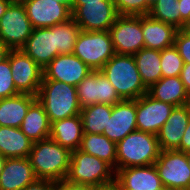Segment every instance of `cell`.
<instances>
[{
    "label": "cell",
    "instance_id": "24",
    "mask_svg": "<svg viewBox=\"0 0 190 190\" xmlns=\"http://www.w3.org/2000/svg\"><path fill=\"white\" fill-rule=\"evenodd\" d=\"M37 99L30 94H18L0 99V126L20 128L29 106Z\"/></svg>",
    "mask_w": 190,
    "mask_h": 190
},
{
    "label": "cell",
    "instance_id": "13",
    "mask_svg": "<svg viewBox=\"0 0 190 190\" xmlns=\"http://www.w3.org/2000/svg\"><path fill=\"white\" fill-rule=\"evenodd\" d=\"M175 106L158 101L148 93L136 99L137 130L157 135Z\"/></svg>",
    "mask_w": 190,
    "mask_h": 190
},
{
    "label": "cell",
    "instance_id": "49",
    "mask_svg": "<svg viewBox=\"0 0 190 190\" xmlns=\"http://www.w3.org/2000/svg\"><path fill=\"white\" fill-rule=\"evenodd\" d=\"M186 29L190 32V24L186 26Z\"/></svg>",
    "mask_w": 190,
    "mask_h": 190
},
{
    "label": "cell",
    "instance_id": "44",
    "mask_svg": "<svg viewBox=\"0 0 190 190\" xmlns=\"http://www.w3.org/2000/svg\"><path fill=\"white\" fill-rule=\"evenodd\" d=\"M95 190H120L119 187L116 185V183L102 186V187H95Z\"/></svg>",
    "mask_w": 190,
    "mask_h": 190
},
{
    "label": "cell",
    "instance_id": "8",
    "mask_svg": "<svg viewBox=\"0 0 190 190\" xmlns=\"http://www.w3.org/2000/svg\"><path fill=\"white\" fill-rule=\"evenodd\" d=\"M154 165L164 189L190 190V167L186 153L179 150H161Z\"/></svg>",
    "mask_w": 190,
    "mask_h": 190
},
{
    "label": "cell",
    "instance_id": "12",
    "mask_svg": "<svg viewBox=\"0 0 190 190\" xmlns=\"http://www.w3.org/2000/svg\"><path fill=\"white\" fill-rule=\"evenodd\" d=\"M77 96L81 108L95 103L115 105L122 100L100 71H92L77 85Z\"/></svg>",
    "mask_w": 190,
    "mask_h": 190
},
{
    "label": "cell",
    "instance_id": "48",
    "mask_svg": "<svg viewBox=\"0 0 190 190\" xmlns=\"http://www.w3.org/2000/svg\"><path fill=\"white\" fill-rule=\"evenodd\" d=\"M186 159H187V162H188V166L190 167V151L186 152Z\"/></svg>",
    "mask_w": 190,
    "mask_h": 190
},
{
    "label": "cell",
    "instance_id": "29",
    "mask_svg": "<svg viewBox=\"0 0 190 190\" xmlns=\"http://www.w3.org/2000/svg\"><path fill=\"white\" fill-rule=\"evenodd\" d=\"M112 106L95 103L83 107L80 112L83 133L103 134L104 128H107L108 116L112 113Z\"/></svg>",
    "mask_w": 190,
    "mask_h": 190
},
{
    "label": "cell",
    "instance_id": "37",
    "mask_svg": "<svg viewBox=\"0 0 190 190\" xmlns=\"http://www.w3.org/2000/svg\"><path fill=\"white\" fill-rule=\"evenodd\" d=\"M180 4L181 29H185L190 24V0H178Z\"/></svg>",
    "mask_w": 190,
    "mask_h": 190
},
{
    "label": "cell",
    "instance_id": "46",
    "mask_svg": "<svg viewBox=\"0 0 190 190\" xmlns=\"http://www.w3.org/2000/svg\"><path fill=\"white\" fill-rule=\"evenodd\" d=\"M55 1L66 4L71 9L72 0H55Z\"/></svg>",
    "mask_w": 190,
    "mask_h": 190
},
{
    "label": "cell",
    "instance_id": "31",
    "mask_svg": "<svg viewBox=\"0 0 190 190\" xmlns=\"http://www.w3.org/2000/svg\"><path fill=\"white\" fill-rule=\"evenodd\" d=\"M80 27L71 17L69 20L56 24V40L59 54H72Z\"/></svg>",
    "mask_w": 190,
    "mask_h": 190
},
{
    "label": "cell",
    "instance_id": "2",
    "mask_svg": "<svg viewBox=\"0 0 190 190\" xmlns=\"http://www.w3.org/2000/svg\"><path fill=\"white\" fill-rule=\"evenodd\" d=\"M123 100H136L148 93L133 55L115 54L100 70Z\"/></svg>",
    "mask_w": 190,
    "mask_h": 190
},
{
    "label": "cell",
    "instance_id": "43",
    "mask_svg": "<svg viewBox=\"0 0 190 190\" xmlns=\"http://www.w3.org/2000/svg\"><path fill=\"white\" fill-rule=\"evenodd\" d=\"M102 0H72V6H81L84 3H93V2H99Z\"/></svg>",
    "mask_w": 190,
    "mask_h": 190
},
{
    "label": "cell",
    "instance_id": "20",
    "mask_svg": "<svg viewBox=\"0 0 190 190\" xmlns=\"http://www.w3.org/2000/svg\"><path fill=\"white\" fill-rule=\"evenodd\" d=\"M190 121L186 105L176 106L157 134L161 150H176Z\"/></svg>",
    "mask_w": 190,
    "mask_h": 190
},
{
    "label": "cell",
    "instance_id": "22",
    "mask_svg": "<svg viewBox=\"0 0 190 190\" xmlns=\"http://www.w3.org/2000/svg\"><path fill=\"white\" fill-rule=\"evenodd\" d=\"M83 134L80 114L51 123L50 138L70 151L79 149Z\"/></svg>",
    "mask_w": 190,
    "mask_h": 190
},
{
    "label": "cell",
    "instance_id": "6",
    "mask_svg": "<svg viewBox=\"0 0 190 190\" xmlns=\"http://www.w3.org/2000/svg\"><path fill=\"white\" fill-rule=\"evenodd\" d=\"M73 54L93 71H100L114 56L115 50L109 31H80Z\"/></svg>",
    "mask_w": 190,
    "mask_h": 190
},
{
    "label": "cell",
    "instance_id": "47",
    "mask_svg": "<svg viewBox=\"0 0 190 190\" xmlns=\"http://www.w3.org/2000/svg\"><path fill=\"white\" fill-rule=\"evenodd\" d=\"M186 106L189 110V113H190V93H188V96H187V103H186Z\"/></svg>",
    "mask_w": 190,
    "mask_h": 190
},
{
    "label": "cell",
    "instance_id": "3",
    "mask_svg": "<svg viewBox=\"0 0 190 190\" xmlns=\"http://www.w3.org/2000/svg\"><path fill=\"white\" fill-rule=\"evenodd\" d=\"M116 150V172L122 168L154 164L161 152L157 135L138 130L117 142Z\"/></svg>",
    "mask_w": 190,
    "mask_h": 190
},
{
    "label": "cell",
    "instance_id": "33",
    "mask_svg": "<svg viewBox=\"0 0 190 190\" xmlns=\"http://www.w3.org/2000/svg\"><path fill=\"white\" fill-rule=\"evenodd\" d=\"M119 15H147L151 0H113Z\"/></svg>",
    "mask_w": 190,
    "mask_h": 190
},
{
    "label": "cell",
    "instance_id": "9",
    "mask_svg": "<svg viewBox=\"0 0 190 190\" xmlns=\"http://www.w3.org/2000/svg\"><path fill=\"white\" fill-rule=\"evenodd\" d=\"M70 10L82 31H109L119 16L113 0L71 6Z\"/></svg>",
    "mask_w": 190,
    "mask_h": 190
},
{
    "label": "cell",
    "instance_id": "1",
    "mask_svg": "<svg viewBox=\"0 0 190 190\" xmlns=\"http://www.w3.org/2000/svg\"><path fill=\"white\" fill-rule=\"evenodd\" d=\"M28 158L38 179L58 182L67 176L71 151L49 137L33 143Z\"/></svg>",
    "mask_w": 190,
    "mask_h": 190
},
{
    "label": "cell",
    "instance_id": "26",
    "mask_svg": "<svg viewBox=\"0 0 190 190\" xmlns=\"http://www.w3.org/2000/svg\"><path fill=\"white\" fill-rule=\"evenodd\" d=\"M148 94L175 107L186 105L188 96L180 76L162 77L148 89Z\"/></svg>",
    "mask_w": 190,
    "mask_h": 190
},
{
    "label": "cell",
    "instance_id": "32",
    "mask_svg": "<svg viewBox=\"0 0 190 190\" xmlns=\"http://www.w3.org/2000/svg\"><path fill=\"white\" fill-rule=\"evenodd\" d=\"M162 77L180 76L184 61L174 45L160 50Z\"/></svg>",
    "mask_w": 190,
    "mask_h": 190
},
{
    "label": "cell",
    "instance_id": "11",
    "mask_svg": "<svg viewBox=\"0 0 190 190\" xmlns=\"http://www.w3.org/2000/svg\"><path fill=\"white\" fill-rule=\"evenodd\" d=\"M12 78L20 94L37 96L43 80V69L21 49L9 51Z\"/></svg>",
    "mask_w": 190,
    "mask_h": 190
},
{
    "label": "cell",
    "instance_id": "4",
    "mask_svg": "<svg viewBox=\"0 0 190 190\" xmlns=\"http://www.w3.org/2000/svg\"><path fill=\"white\" fill-rule=\"evenodd\" d=\"M37 100L43 105L50 123L80 114L77 87L56 80H42Z\"/></svg>",
    "mask_w": 190,
    "mask_h": 190
},
{
    "label": "cell",
    "instance_id": "23",
    "mask_svg": "<svg viewBox=\"0 0 190 190\" xmlns=\"http://www.w3.org/2000/svg\"><path fill=\"white\" fill-rule=\"evenodd\" d=\"M20 129L33 143L50 137L51 123L37 99L29 106Z\"/></svg>",
    "mask_w": 190,
    "mask_h": 190
},
{
    "label": "cell",
    "instance_id": "38",
    "mask_svg": "<svg viewBox=\"0 0 190 190\" xmlns=\"http://www.w3.org/2000/svg\"><path fill=\"white\" fill-rule=\"evenodd\" d=\"M23 190H55V182L37 179L35 182L27 185Z\"/></svg>",
    "mask_w": 190,
    "mask_h": 190
},
{
    "label": "cell",
    "instance_id": "18",
    "mask_svg": "<svg viewBox=\"0 0 190 190\" xmlns=\"http://www.w3.org/2000/svg\"><path fill=\"white\" fill-rule=\"evenodd\" d=\"M115 183L120 190H163L154 164L119 169Z\"/></svg>",
    "mask_w": 190,
    "mask_h": 190
},
{
    "label": "cell",
    "instance_id": "41",
    "mask_svg": "<svg viewBox=\"0 0 190 190\" xmlns=\"http://www.w3.org/2000/svg\"><path fill=\"white\" fill-rule=\"evenodd\" d=\"M9 51L10 49L0 42V63L7 58Z\"/></svg>",
    "mask_w": 190,
    "mask_h": 190
},
{
    "label": "cell",
    "instance_id": "36",
    "mask_svg": "<svg viewBox=\"0 0 190 190\" xmlns=\"http://www.w3.org/2000/svg\"><path fill=\"white\" fill-rule=\"evenodd\" d=\"M55 190H95V187L86 184H78L67 179H63L55 182Z\"/></svg>",
    "mask_w": 190,
    "mask_h": 190
},
{
    "label": "cell",
    "instance_id": "45",
    "mask_svg": "<svg viewBox=\"0 0 190 190\" xmlns=\"http://www.w3.org/2000/svg\"><path fill=\"white\" fill-rule=\"evenodd\" d=\"M6 161V158L0 153V174L3 170L4 163Z\"/></svg>",
    "mask_w": 190,
    "mask_h": 190
},
{
    "label": "cell",
    "instance_id": "17",
    "mask_svg": "<svg viewBox=\"0 0 190 190\" xmlns=\"http://www.w3.org/2000/svg\"><path fill=\"white\" fill-rule=\"evenodd\" d=\"M136 130V100L123 99L113 105L103 135L117 143Z\"/></svg>",
    "mask_w": 190,
    "mask_h": 190
},
{
    "label": "cell",
    "instance_id": "25",
    "mask_svg": "<svg viewBox=\"0 0 190 190\" xmlns=\"http://www.w3.org/2000/svg\"><path fill=\"white\" fill-rule=\"evenodd\" d=\"M33 142L20 128L0 126V153L7 158H27Z\"/></svg>",
    "mask_w": 190,
    "mask_h": 190
},
{
    "label": "cell",
    "instance_id": "14",
    "mask_svg": "<svg viewBox=\"0 0 190 190\" xmlns=\"http://www.w3.org/2000/svg\"><path fill=\"white\" fill-rule=\"evenodd\" d=\"M92 71L73 53L59 54L43 69V80H56L77 87Z\"/></svg>",
    "mask_w": 190,
    "mask_h": 190
},
{
    "label": "cell",
    "instance_id": "35",
    "mask_svg": "<svg viewBox=\"0 0 190 190\" xmlns=\"http://www.w3.org/2000/svg\"><path fill=\"white\" fill-rule=\"evenodd\" d=\"M174 46L184 63H190V32L186 28L177 31Z\"/></svg>",
    "mask_w": 190,
    "mask_h": 190
},
{
    "label": "cell",
    "instance_id": "42",
    "mask_svg": "<svg viewBox=\"0 0 190 190\" xmlns=\"http://www.w3.org/2000/svg\"><path fill=\"white\" fill-rule=\"evenodd\" d=\"M12 0H0V19L2 15L6 12V9L10 5Z\"/></svg>",
    "mask_w": 190,
    "mask_h": 190
},
{
    "label": "cell",
    "instance_id": "16",
    "mask_svg": "<svg viewBox=\"0 0 190 190\" xmlns=\"http://www.w3.org/2000/svg\"><path fill=\"white\" fill-rule=\"evenodd\" d=\"M21 50L44 69L58 55L56 25L34 28Z\"/></svg>",
    "mask_w": 190,
    "mask_h": 190
},
{
    "label": "cell",
    "instance_id": "15",
    "mask_svg": "<svg viewBox=\"0 0 190 190\" xmlns=\"http://www.w3.org/2000/svg\"><path fill=\"white\" fill-rule=\"evenodd\" d=\"M32 28L52 27L72 17L70 8L55 0H22Z\"/></svg>",
    "mask_w": 190,
    "mask_h": 190
},
{
    "label": "cell",
    "instance_id": "10",
    "mask_svg": "<svg viewBox=\"0 0 190 190\" xmlns=\"http://www.w3.org/2000/svg\"><path fill=\"white\" fill-rule=\"evenodd\" d=\"M109 32L116 54L134 55L144 48L142 15H119Z\"/></svg>",
    "mask_w": 190,
    "mask_h": 190
},
{
    "label": "cell",
    "instance_id": "21",
    "mask_svg": "<svg viewBox=\"0 0 190 190\" xmlns=\"http://www.w3.org/2000/svg\"><path fill=\"white\" fill-rule=\"evenodd\" d=\"M178 30L175 26L153 19L148 14L142 15L144 48L163 50L174 45Z\"/></svg>",
    "mask_w": 190,
    "mask_h": 190
},
{
    "label": "cell",
    "instance_id": "34",
    "mask_svg": "<svg viewBox=\"0 0 190 190\" xmlns=\"http://www.w3.org/2000/svg\"><path fill=\"white\" fill-rule=\"evenodd\" d=\"M18 94L20 93L14 85L8 53L7 58L0 63V99L13 97Z\"/></svg>",
    "mask_w": 190,
    "mask_h": 190
},
{
    "label": "cell",
    "instance_id": "40",
    "mask_svg": "<svg viewBox=\"0 0 190 190\" xmlns=\"http://www.w3.org/2000/svg\"><path fill=\"white\" fill-rule=\"evenodd\" d=\"M176 150L182 151L184 153L190 151V121L184 131L180 146Z\"/></svg>",
    "mask_w": 190,
    "mask_h": 190
},
{
    "label": "cell",
    "instance_id": "39",
    "mask_svg": "<svg viewBox=\"0 0 190 190\" xmlns=\"http://www.w3.org/2000/svg\"><path fill=\"white\" fill-rule=\"evenodd\" d=\"M180 79L187 93H190V63H184L180 73Z\"/></svg>",
    "mask_w": 190,
    "mask_h": 190
},
{
    "label": "cell",
    "instance_id": "27",
    "mask_svg": "<svg viewBox=\"0 0 190 190\" xmlns=\"http://www.w3.org/2000/svg\"><path fill=\"white\" fill-rule=\"evenodd\" d=\"M79 150L108 163L116 173V143L103 134L84 133Z\"/></svg>",
    "mask_w": 190,
    "mask_h": 190
},
{
    "label": "cell",
    "instance_id": "28",
    "mask_svg": "<svg viewBox=\"0 0 190 190\" xmlns=\"http://www.w3.org/2000/svg\"><path fill=\"white\" fill-rule=\"evenodd\" d=\"M141 80L149 89L162 78L160 50L142 48L133 55Z\"/></svg>",
    "mask_w": 190,
    "mask_h": 190
},
{
    "label": "cell",
    "instance_id": "5",
    "mask_svg": "<svg viewBox=\"0 0 190 190\" xmlns=\"http://www.w3.org/2000/svg\"><path fill=\"white\" fill-rule=\"evenodd\" d=\"M115 170L105 161L79 149L71 151V161L65 179L94 187L115 183Z\"/></svg>",
    "mask_w": 190,
    "mask_h": 190
},
{
    "label": "cell",
    "instance_id": "19",
    "mask_svg": "<svg viewBox=\"0 0 190 190\" xmlns=\"http://www.w3.org/2000/svg\"><path fill=\"white\" fill-rule=\"evenodd\" d=\"M36 177L29 158H7L0 174V190H23Z\"/></svg>",
    "mask_w": 190,
    "mask_h": 190
},
{
    "label": "cell",
    "instance_id": "7",
    "mask_svg": "<svg viewBox=\"0 0 190 190\" xmlns=\"http://www.w3.org/2000/svg\"><path fill=\"white\" fill-rule=\"evenodd\" d=\"M32 30L22 1H12L0 19V42L10 50H19Z\"/></svg>",
    "mask_w": 190,
    "mask_h": 190
},
{
    "label": "cell",
    "instance_id": "30",
    "mask_svg": "<svg viewBox=\"0 0 190 190\" xmlns=\"http://www.w3.org/2000/svg\"><path fill=\"white\" fill-rule=\"evenodd\" d=\"M180 4L178 0H152L148 13L153 19L165 22L181 29Z\"/></svg>",
    "mask_w": 190,
    "mask_h": 190
}]
</instances>
